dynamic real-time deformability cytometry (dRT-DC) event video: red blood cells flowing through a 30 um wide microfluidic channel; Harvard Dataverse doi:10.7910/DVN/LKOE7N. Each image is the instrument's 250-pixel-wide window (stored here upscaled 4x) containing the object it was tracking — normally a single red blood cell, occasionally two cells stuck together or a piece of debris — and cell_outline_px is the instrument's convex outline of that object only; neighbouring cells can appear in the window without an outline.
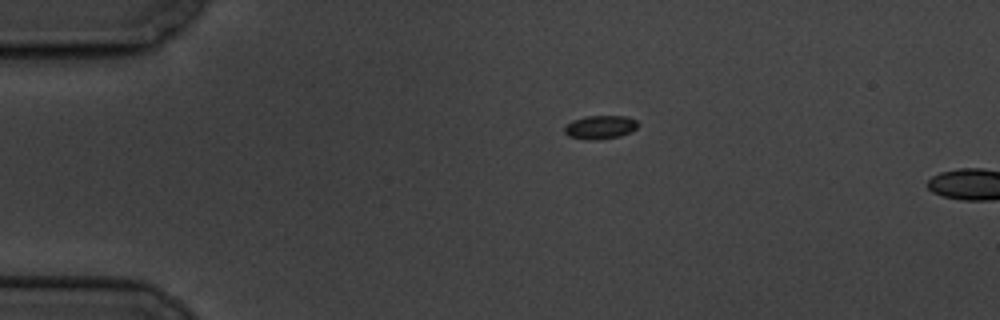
{"species": "common noctule bat (a hibernating species)", "species_latin": "Nyctalus noctula", "temperature_condition": "cold", "stored_images_in_passage": 5, "camera_frame_rate_fps": 3000, "um_per_image_px": 0.085, "animal": {"sex": "male", "body_mass_g": 19.5, "forearm_length_mm": 54.6}, "frame": {"image": 1, "passage_image": 4, "time_ms": 3.333, "image_size_px": [1000, 320], "cell_outline_px": [[640, 124], [632, 132], [620, 136], [596, 140], [584, 140], [568, 136], [564, 132], [564, 128], [572, 120], [584, 116], [628, 116], [636, 120]], "centroid_in_image_um": [51.03, 10.81], "position_along_channel_um": 34.0, "area_um2": 10.29}}